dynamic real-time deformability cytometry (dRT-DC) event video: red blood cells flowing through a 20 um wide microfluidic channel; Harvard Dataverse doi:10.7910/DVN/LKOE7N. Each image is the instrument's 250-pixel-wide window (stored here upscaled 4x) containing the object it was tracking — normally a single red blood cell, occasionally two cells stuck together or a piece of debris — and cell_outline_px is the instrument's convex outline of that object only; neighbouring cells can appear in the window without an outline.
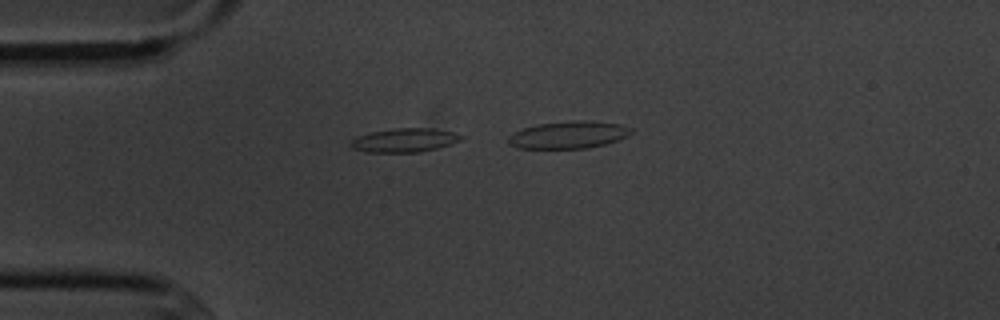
{"species": "common noctule bat (a hibernating species)", "species_latin": "Nyctalus noctula", "temperature_condition": "cold", "stored_images_in_passage": 6, "camera_frame_rate_fps": 3000, "um_per_image_px": 0.085, "animal": {"sex": "male", "body_mass_g": 20.1, "forearm_length_mm": 53.5}, "frame": {"image": 1, "passage_image": 4, "time_ms": 3.667, "image_size_px": [1000, 320], "cell_outline_px": [[464, 136], [460, 140], [452, 144], [420, 152], [364, 152], [352, 148], [348, 144], [356, 136], [372, 132], [396, 128], [432, 128], [452, 132]], "centroid_in_image_um": [34.35, 11.92], "position_along_channel_um": 50.6, "area_um2": 15.32}}